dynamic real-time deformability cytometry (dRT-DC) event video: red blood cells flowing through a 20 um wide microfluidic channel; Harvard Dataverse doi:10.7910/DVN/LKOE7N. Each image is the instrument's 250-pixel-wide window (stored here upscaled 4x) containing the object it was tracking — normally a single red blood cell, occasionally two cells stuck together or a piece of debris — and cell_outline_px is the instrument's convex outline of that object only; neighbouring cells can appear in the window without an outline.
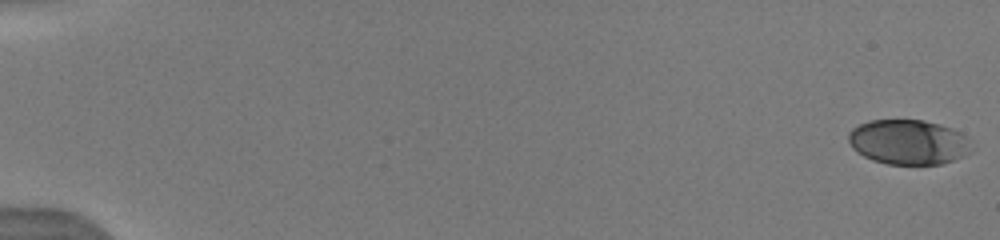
{"species": "human", "species_latin": "Homo sapiens", "temperature_condition": "warm", "stored_images_in_passage": 12, "camera_frame_rate_fps": 3000, "um_per_image_px": 0.085, "donor": {"sex": "male"}, "frame": {"image": 1, "passage_image": 1, "time_ms": 0.0, "image_size_px": [1000, 240], "cell_outline_px": [[972, 152], [964, 156], [940, 164], [888, 164], [872, 160], [856, 152], [852, 148], [848, 140], [848, 132], [852, 128], [860, 124], [872, 120], [924, 120], [940, 124], [952, 128], [968, 136]], "centroid_in_image_um": [77.22, 12.07], "position_along_channel_um": 7.8, "area_um2": 32.37}}
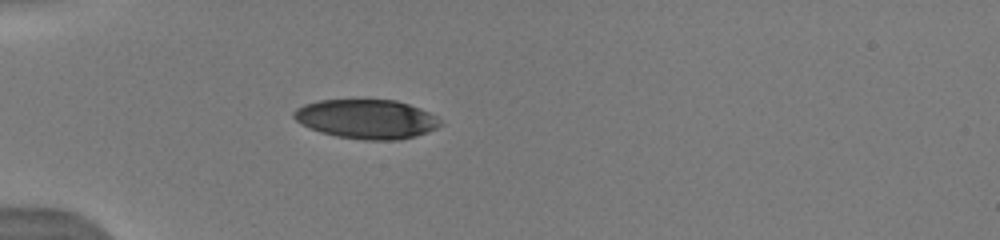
{"frame": {"image": 2, "passage_image": 6, "time_ms": 5.333, "image_size_px": [1000, 240], "cell_outline_px": [[444, 124], [428, 132], [416, 136], [400, 140], [364, 140], [336, 136], [320, 132], [300, 124], [292, 116], [292, 112], [296, 108], [304, 104], [320, 100], [396, 100], [420, 108], [436, 116]], "centroid_in_image_um": [31.15, 10.12], "position_along_channel_um": 53.8, "area_um2": 33.7}}